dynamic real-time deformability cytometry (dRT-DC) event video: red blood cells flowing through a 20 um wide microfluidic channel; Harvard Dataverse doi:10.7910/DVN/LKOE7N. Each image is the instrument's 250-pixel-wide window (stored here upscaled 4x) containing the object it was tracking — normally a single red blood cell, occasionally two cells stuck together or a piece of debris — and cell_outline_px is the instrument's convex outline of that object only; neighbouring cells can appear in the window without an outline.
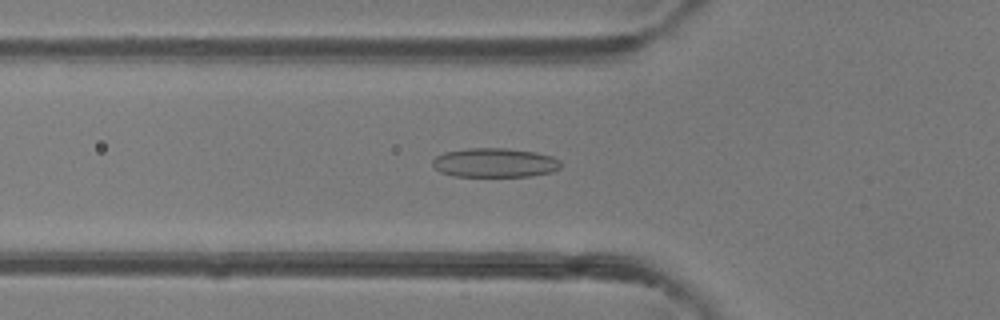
{"species": "common noctule bat (a hibernating species)", "species_latin": "Nyctalus noctula", "temperature_condition": "room temperature", "stored_images_in_passage": 35, "camera_frame_rate_fps": 3000, "um_per_image_px": 0.085, "animal": {"sex": "female"}, "frame": {"image": 1, "passage_image": 4, "time_ms": 1.0, "image_size_px": [1000, 320], "cell_outline_px": [[560, 168], [552, 172], [528, 176], [452, 176], [440, 172], [432, 164], [432, 160], [436, 156], [444, 152], [468, 148], [504, 148], [536, 152], [552, 156], [560, 160]], "centroid_in_image_um": [42.04, 13.83], "position_along_channel_um": 83.8, "area_um2": 21.85}}
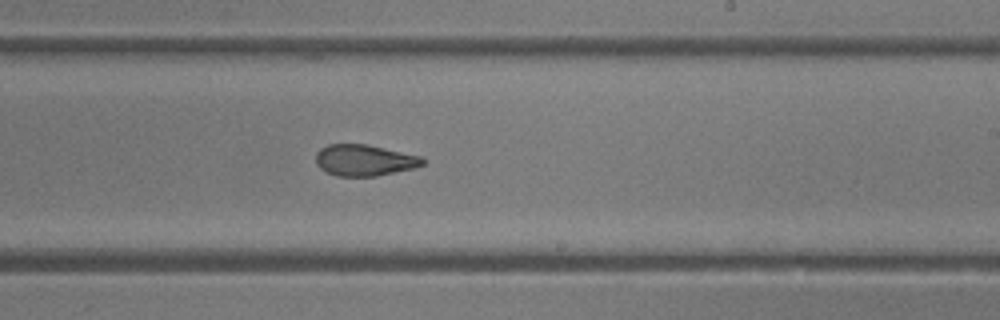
{"frame": {"image": 2, "passage_image": 16, "time_ms": 5.0, "image_size_px": [1000, 320], "cell_outline_px": [[424, 164], [416, 168], [376, 176], [336, 176], [320, 168], [316, 164], [316, 152], [320, 148], [328, 144], [368, 144], [420, 156], [424, 160]], "centroid_in_image_um": [30.97, 13.62], "position_along_channel_um": 258.0, "area_um2": 19.54}}
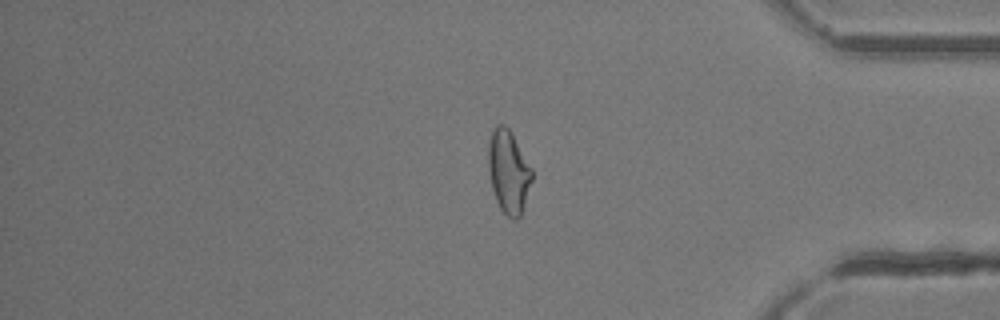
{"frame": {"image": 3, "passage_image": 27, "time_ms": 8.667, "image_size_px": [1000, 320], "cell_outline_px": [[532, 180], [520, 216], [516, 220], [512, 220], [500, 208], [496, 200], [492, 188], [488, 168], [488, 144], [492, 132], [496, 124], [504, 124], [508, 128], [532, 168]], "centroid_in_image_um": [43.21, 14.6], "position_along_channel_um": 392.0, "area_um2": 20.87}, "authors_computed_cell_mechanics": {"area_um2": 20.9236, "velocity_mm_per_s": 4.3412, "shape_relaxation_time_tau1_ms": null, "shape_relaxation_time_tau2_ms": 1.9144, "deformation_change_tau1": null, "deformation_change_tau2": 0.0804}}